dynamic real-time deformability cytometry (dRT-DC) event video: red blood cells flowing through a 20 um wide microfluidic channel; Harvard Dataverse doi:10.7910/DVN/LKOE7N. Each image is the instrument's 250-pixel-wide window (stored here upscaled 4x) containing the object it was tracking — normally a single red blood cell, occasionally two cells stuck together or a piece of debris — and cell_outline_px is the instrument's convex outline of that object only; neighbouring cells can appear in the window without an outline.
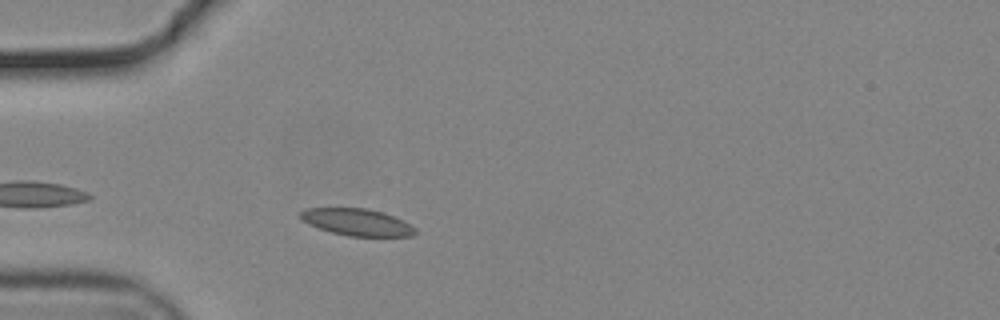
{"species": "common noctule bat (a hibernating species)", "species_latin": "Nyctalus noctula", "temperature_condition": "cold", "stored_images_in_passage": 36, "camera_frame_rate_fps": 3000, "um_per_image_px": 0.085, "animal": {"sex": "male", "body_mass_g": 19.2, "forearm_length_mm": 51.8}, "frame": {"image": 1, "passage_image": 2, "time_ms": 0.333, "image_size_px": [1000, 320], "cell_outline_px": [[416, 232], [412, 236], [348, 236], [332, 232], [308, 224], [300, 220], [300, 212], [308, 208], [368, 208], [384, 212], [404, 220], [416, 228]], "centroid_in_image_um": [30.36, 18.87], "position_along_channel_um": 54.6, "area_um2": 18.09}}
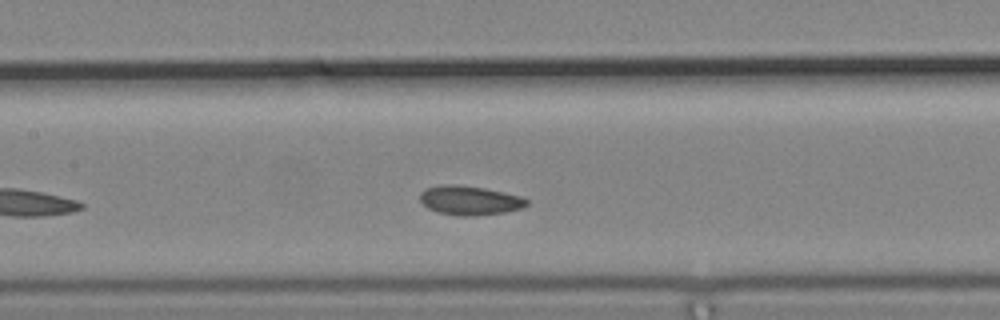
{"frame": {"image": 2, "passage_image": 12, "time_ms": 3.667, "image_size_px": [1000, 320], "cell_outline_px": [[528, 204], [524, 208], [504, 212], [476, 216], [460, 216], [436, 212], [428, 208], [420, 200], [420, 192], [424, 188], [444, 184], [456, 184], [484, 188], [524, 196], [528, 200]], "centroid_in_image_um": [39.94, 17.03], "position_along_channel_um": 167.5, "area_um2": 18.44}}
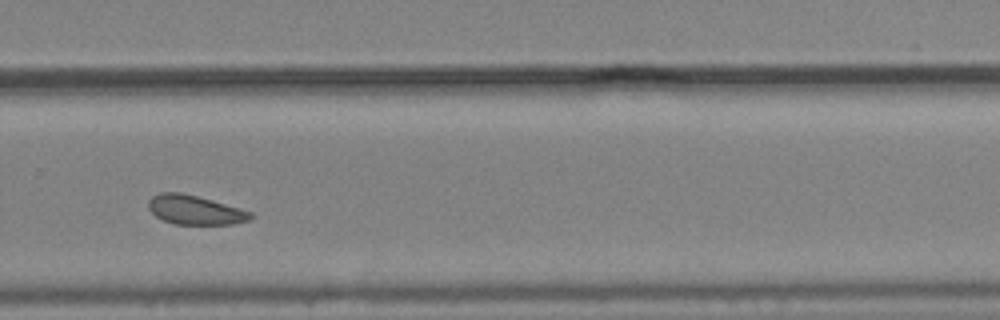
{"frame": {"image": 3, "passage_image": 24, "time_ms": 7.667, "image_size_px": [1000, 320], "cell_outline_px": [[252, 216], [248, 220], [232, 224], [172, 224], [156, 216], [148, 208], [148, 200], [152, 196], [160, 192], [180, 192], [196, 196], [252, 212]], "centroid_in_image_um": [16.51, 17.84], "position_along_channel_um": 313.3, "area_um2": 17.11}, "authors_computed_cell_mechanics": {"area_um2": 18.1203, "velocity_mm_per_s": 3.6661, "shape_relaxation_time_tau1_ms": 8.2196, "shape_relaxation_time_tau2_ms": 7.0354, "deformation_change_tau1": 0.1051, "deformation_change_tau2": 0.0826}}